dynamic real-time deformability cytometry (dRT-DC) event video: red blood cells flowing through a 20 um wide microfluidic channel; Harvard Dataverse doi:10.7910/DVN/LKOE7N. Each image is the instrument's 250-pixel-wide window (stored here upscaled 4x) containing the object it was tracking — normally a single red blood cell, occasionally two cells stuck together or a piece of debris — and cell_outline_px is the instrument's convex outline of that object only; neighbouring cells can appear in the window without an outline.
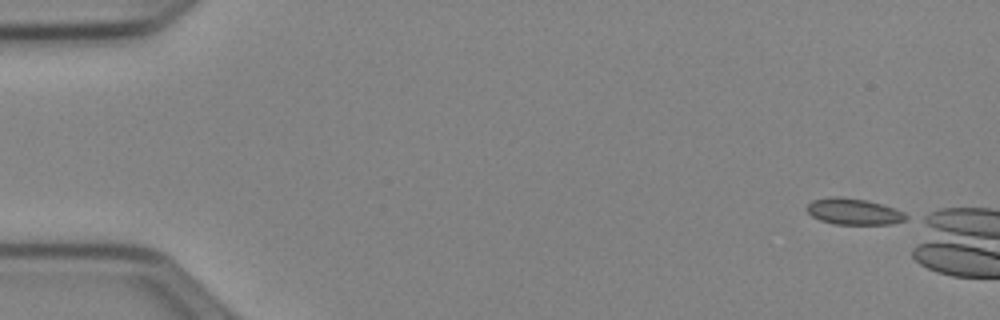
{"species": "Egyptian fruit bat (a non-hibernating species)", "species_latin": "Rousettus aegyptiacus", "temperature_condition": "cold", "stored_images_in_passage": 9, "camera_frame_rate_fps": 3000, "um_per_image_px": 0.085, "animal": {"sex": "female"}, "frame": {"image": 1, "passage_image": 1, "time_ms": 0.0, "image_size_px": [1000, 320], "cell_outline_px": [[912, 216], [908, 220], [892, 224], [832, 224], [820, 220], [812, 216], [804, 208], [812, 200], [832, 196], [840, 196], [864, 200], [880, 204], [904, 212]], "centroid_in_image_um": [72.57, 17.99], "position_along_channel_um": 12.4, "area_um2": 15.32}}